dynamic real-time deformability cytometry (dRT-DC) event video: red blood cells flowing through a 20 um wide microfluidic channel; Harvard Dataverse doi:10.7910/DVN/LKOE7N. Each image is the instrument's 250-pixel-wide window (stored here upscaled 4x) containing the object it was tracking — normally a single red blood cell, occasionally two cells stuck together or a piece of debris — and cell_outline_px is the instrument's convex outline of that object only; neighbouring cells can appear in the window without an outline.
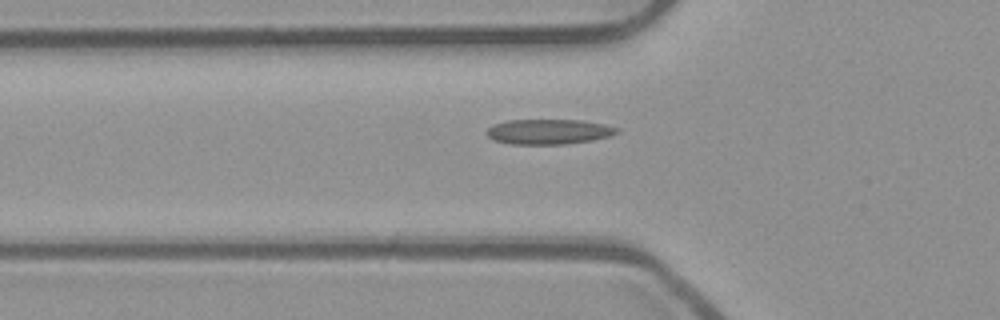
{"species": "common noctule bat (a hibernating species)", "species_latin": "Nyctalus noctula", "temperature_condition": "room temperature", "stored_images_in_passage": 36, "camera_frame_rate_fps": 3000, "um_per_image_px": 0.085, "animal": {"sex": "male", "body_mass_g": 23.1, "forearm_length_mm": 52.7}, "frame": {"image": 1, "passage_image": 8, "time_ms": 2.333, "image_size_px": [1000, 320], "cell_outline_px": [[620, 132], [608, 136], [592, 140], [564, 144], [512, 144], [492, 140], [484, 132], [492, 124], [508, 120], [580, 120], [604, 124], [620, 128]], "centroid_in_image_um": [46.61, 11.19], "position_along_channel_um": 79.2, "area_um2": 19.13}}
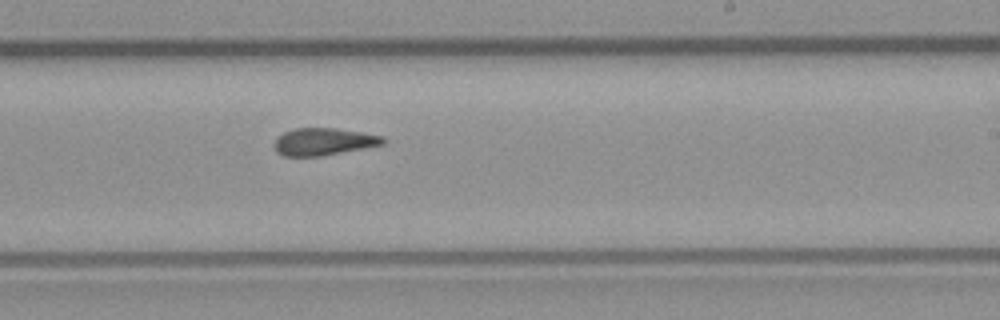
{"frame": {"image": 2, "passage_image": 22, "time_ms": 7.0, "image_size_px": [1000, 320], "cell_outline_px": [[388, 140], [384, 144], [364, 148], [320, 156], [284, 156], [276, 152], [272, 144], [276, 136], [284, 132], [296, 128], [336, 128], [384, 136]], "centroid_in_image_um": [27.48, 12.04], "position_along_channel_um": 261.5, "area_um2": 17.46}}
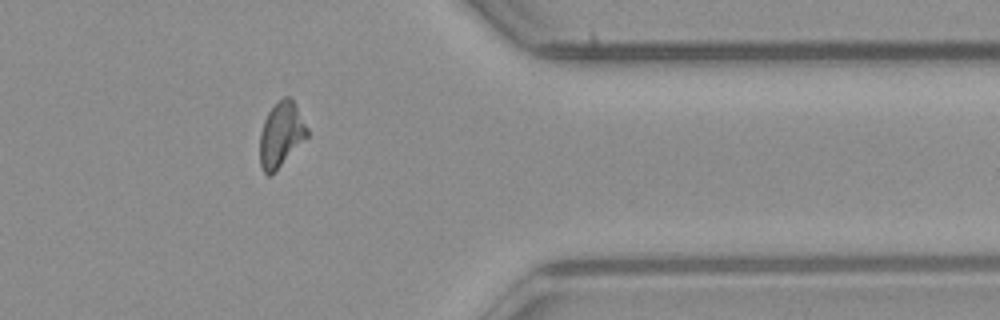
{"frame": {"image": 3, "passage_image": 33, "time_ms": 10.667, "image_size_px": [1000, 320], "cell_outline_px": [[308, 136], [268, 176], [264, 172], [260, 164], [260, 132], [264, 120], [268, 112], [284, 96], [288, 96], [292, 100], [308, 128]], "centroid_in_image_um": [23.87, 11.41], "position_along_channel_um": 387.5, "area_um2": 17.17}, "authors_computed_cell_mechanics": {"area_um2": 17.9469, "velocity_mm_per_s": 3.8865, "shape_relaxation_time_tau1_ms": null, "shape_relaxation_time_tau2_ms": 3.1673, "deformation_change_tau1": null, "deformation_change_tau2": 0.1041}}